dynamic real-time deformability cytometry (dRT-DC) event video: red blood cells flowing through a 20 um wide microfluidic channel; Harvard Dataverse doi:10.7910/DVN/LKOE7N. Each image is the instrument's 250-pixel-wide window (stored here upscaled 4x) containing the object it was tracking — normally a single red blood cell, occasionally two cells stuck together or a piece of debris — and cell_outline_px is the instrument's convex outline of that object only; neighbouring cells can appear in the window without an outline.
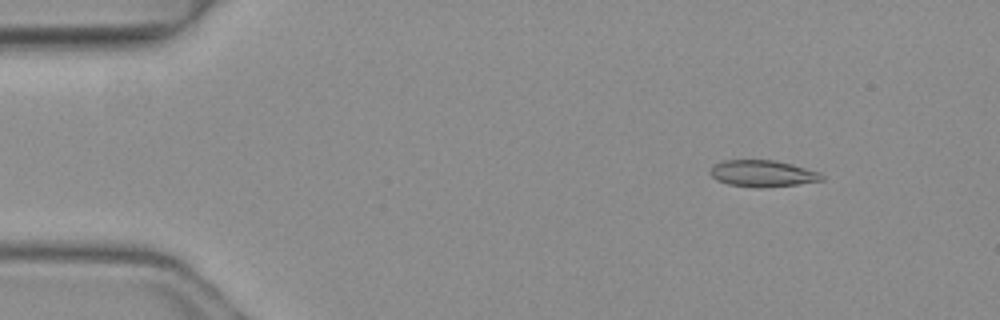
{"species": "common noctule bat (a hibernating species)", "species_latin": "Nyctalus noctula", "temperature_condition": "warm", "stored_images_in_passage": 4, "camera_frame_rate_fps": 3000, "um_per_image_px": 0.085, "animal": {"sex": "female", "body_mass_g": 19.3, "forearm_length_mm": 54.1}, "frame": {"image": 1, "passage_image": 2, "time_ms": 0.333, "image_size_px": [1000, 320], "cell_outline_px": [[824, 180], [796, 184], [760, 188], [756, 188], [728, 184], [716, 180], [708, 172], [712, 164], [724, 160], [776, 160], [792, 164], [820, 172], [824, 176]], "centroid_in_image_um": [64.79, 14.74], "position_along_channel_um": 20.2, "area_um2": 17.46}}